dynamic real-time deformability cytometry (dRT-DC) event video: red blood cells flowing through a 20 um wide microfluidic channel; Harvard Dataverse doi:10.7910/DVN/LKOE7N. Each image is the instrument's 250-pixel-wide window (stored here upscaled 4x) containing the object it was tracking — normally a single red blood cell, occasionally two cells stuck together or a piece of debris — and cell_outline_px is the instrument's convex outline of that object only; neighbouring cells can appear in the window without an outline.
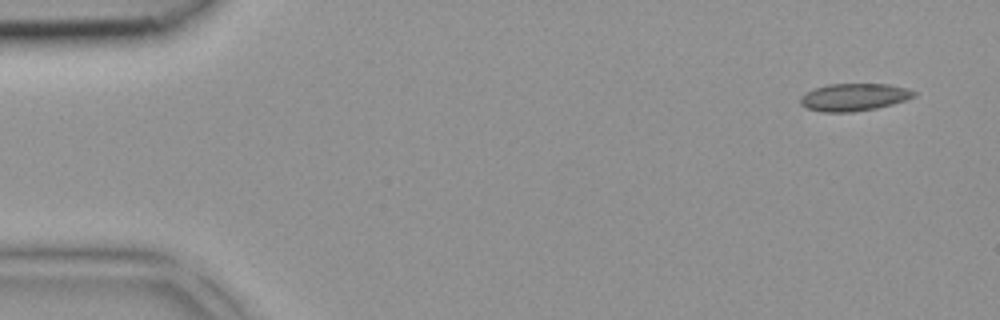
{"species": "common noctule bat (a hibernating species)", "species_latin": "Nyctalus noctula", "temperature_condition": "room temperature", "stored_images_in_passage": 4, "camera_frame_rate_fps": 3000, "um_per_image_px": 0.085, "animal": {"sex": "female", "body_mass_g": 18.4}, "frame": {"image": 1, "passage_image": 1, "time_ms": 0.0, "image_size_px": [1000, 320], "cell_outline_px": [[916, 96], [892, 104], [876, 108], [852, 112], [824, 112], [808, 108], [800, 104], [800, 96], [816, 88], [828, 84], [888, 84], [908, 88], [916, 92]], "centroid_in_image_um": [72.61, 8.25], "position_along_channel_um": 12.4, "area_um2": 18.03}}
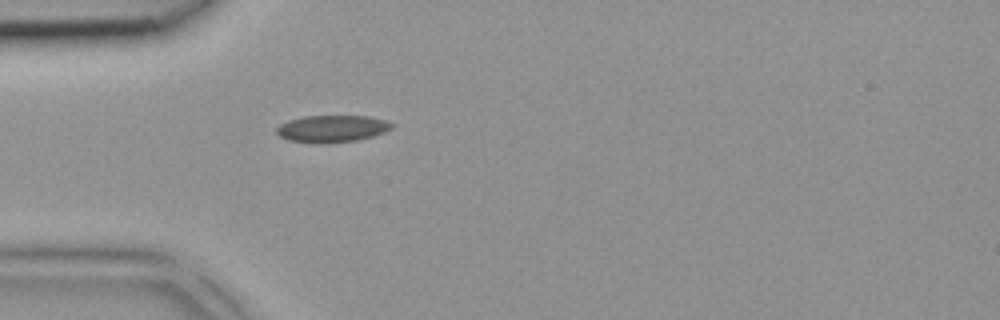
{"frame": {"image": 2, "passage_image": 4, "time_ms": 1.0, "image_size_px": [1000, 320], "cell_outline_px": [[392, 128], [384, 132], [372, 136], [356, 140], [288, 140], [280, 136], [276, 132], [276, 128], [280, 124], [288, 120], [304, 116], [368, 116], [384, 120], [392, 124]], "centroid_in_image_um": [28.23, 10.88], "position_along_channel_um": 56.8, "area_um2": 17.05}}